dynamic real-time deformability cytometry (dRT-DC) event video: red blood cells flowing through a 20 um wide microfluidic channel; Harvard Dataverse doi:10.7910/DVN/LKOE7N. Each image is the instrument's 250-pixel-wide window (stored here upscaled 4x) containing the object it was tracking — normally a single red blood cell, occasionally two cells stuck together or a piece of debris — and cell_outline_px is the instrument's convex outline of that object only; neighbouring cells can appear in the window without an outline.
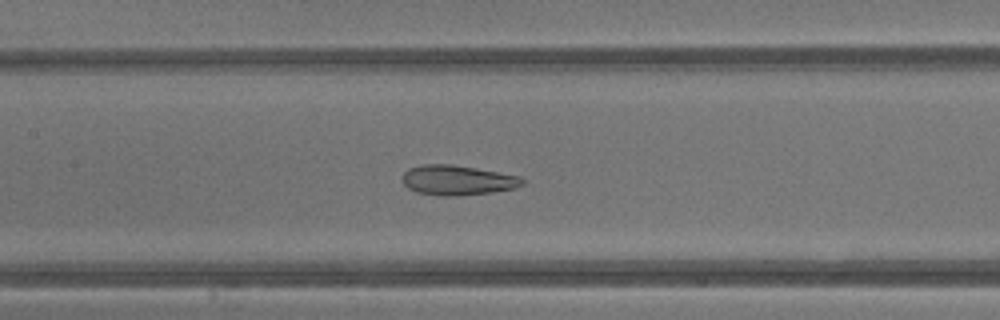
{"species": "common noctule bat (a hibernating species)", "species_latin": "Nyctalus noctula", "temperature_condition": "warm", "stored_images_in_passage": 33, "camera_frame_rate_fps": 3000, "um_per_image_px": 0.085, "animal": {"sex": "male", "body_mass_g": 13.3}, "frame": {"image": 1, "passage_image": 14, "time_ms": 4.333, "image_size_px": [1000, 320], "cell_outline_px": [[528, 180], [524, 184], [516, 188], [492, 192], [456, 196], [440, 196], [416, 192], [408, 188], [400, 180], [400, 176], [408, 168], [420, 164], [452, 164], [476, 168], [520, 176]], "centroid_in_image_um": [38.87, 15.31], "position_along_channel_um": 168.5, "area_um2": 21.33}}
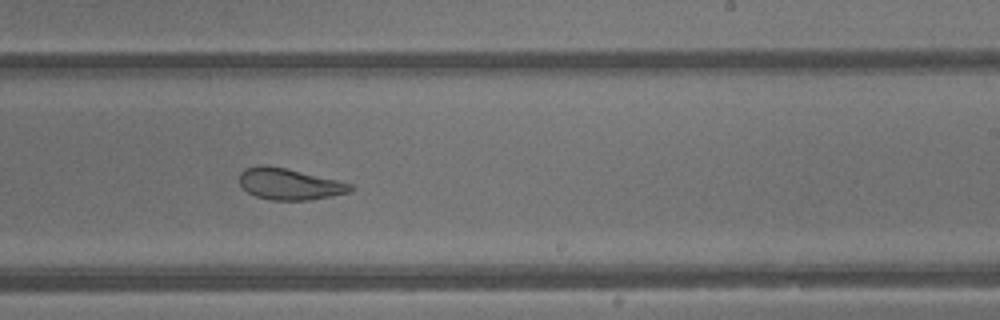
{"frame": {"image": 2, "passage_image": 20, "time_ms": 6.333, "image_size_px": [1000, 320], "cell_outline_px": [[356, 188], [348, 192], [332, 196], [308, 200], [272, 200], [256, 196], [248, 192], [240, 184], [240, 172], [244, 168], [260, 164], [284, 168], [336, 180], [352, 184]], "centroid_in_image_um": [24.59, 15.64], "position_along_channel_um": 264.4, "area_um2": 20.06}}
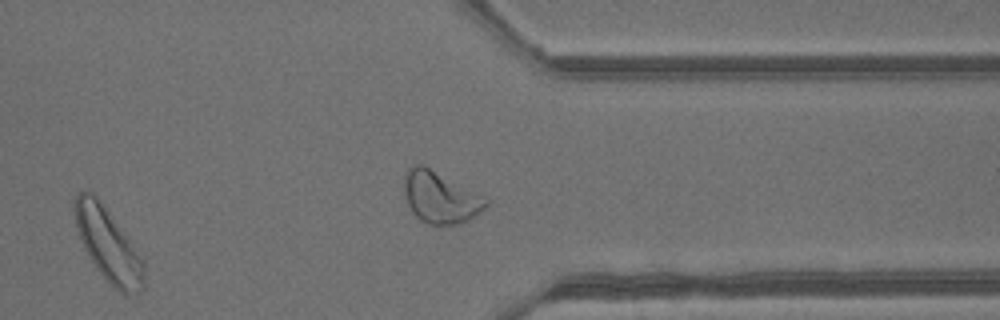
{"frame": {"image": 3, "passage_image": 27, "time_ms": 8.667, "image_size_px": [1000, 320], "cell_outline_px": [[144, 288], [140, 292], [128, 296], [124, 296], [96, 268], [88, 256], [80, 240], [76, 228], [72, 208], [76, 192], [92, 192], [100, 200], [132, 240], [144, 260]], "centroid_in_image_um": [9.2, 20.79], "position_along_channel_um": 402.2, "area_um2": 30.17}, "authors_computed_cell_mechanics": {"area_um2": 22.542, "velocity_mm_per_s": 4.8292, "shape_relaxation_time_tau1_ms": 9.2581, "shape_relaxation_time_tau2_ms": 1.2612, "deformation_change_tau1": 0.2215, "deformation_change_tau2": 0.0872}}